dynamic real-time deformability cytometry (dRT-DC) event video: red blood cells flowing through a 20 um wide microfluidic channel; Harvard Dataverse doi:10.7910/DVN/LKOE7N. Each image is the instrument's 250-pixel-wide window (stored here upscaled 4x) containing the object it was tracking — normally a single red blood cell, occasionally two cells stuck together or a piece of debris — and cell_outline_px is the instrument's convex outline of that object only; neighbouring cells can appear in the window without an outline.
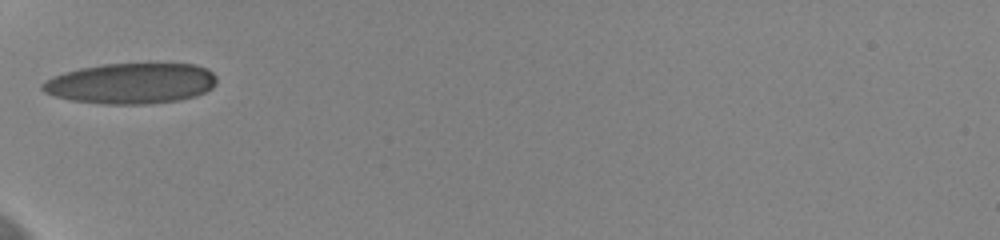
{"species": "human", "species_latin": "Homo sapiens", "temperature_condition": "cold", "stored_images_in_passage": 7, "camera_frame_rate_fps": 3000, "um_per_image_px": 0.085, "donor": {"sex": "female"}, "frame": {"image": 1, "passage_image": 1, "time_ms": 0.0, "image_size_px": [1000, 240], "cell_outline_px": [[216, 84], [212, 88], [196, 96], [180, 100], [144, 104], [104, 104], [72, 100], [56, 96], [44, 92], [40, 88], [40, 84], [52, 76], [64, 72], [80, 68], [104, 64], [196, 64], [208, 68], [216, 76]], "centroid_in_image_um": [11.15, 7.09], "position_along_channel_um": 73.9, "area_um2": 41.38}}